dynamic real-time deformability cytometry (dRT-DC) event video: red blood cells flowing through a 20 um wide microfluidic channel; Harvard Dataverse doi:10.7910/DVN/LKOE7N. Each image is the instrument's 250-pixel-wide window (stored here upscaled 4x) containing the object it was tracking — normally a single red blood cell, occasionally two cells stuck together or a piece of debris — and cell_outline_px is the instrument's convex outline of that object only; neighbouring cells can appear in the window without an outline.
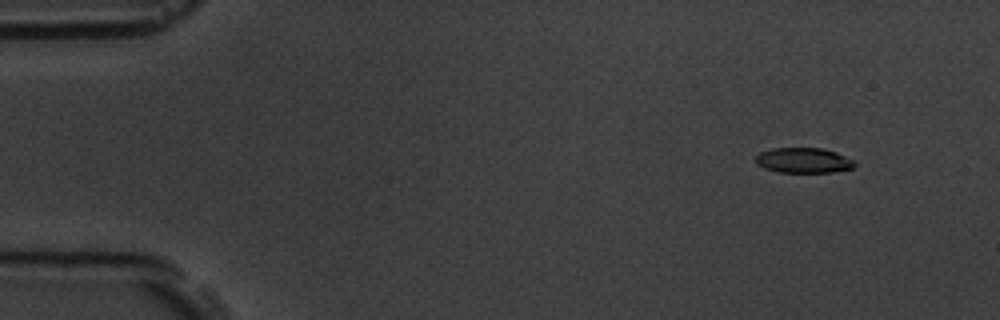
{"species": "common noctule bat (a hibernating species)", "species_latin": "Nyctalus noctula", "temperature_condition": "room temperature", "stored_images_in_passage": 15, "camera_frame_rate_fps": 3000, "um_per_image_px": 0.085, "animal": {"sex": "male", "body_mass_g": 19.5, "forearm_length_mm": 54.6}, "frame": {"image": 1, "passage_image": 2, "time_ms": 0.333, "image_size_px": [1000, 320], "cell_outline_px": [[856, 164], [852, 168], [832, 172], [776, 172], [764, 168], [756, 164], [756, 156], [760, 152], [772, 148], [824, 148], [836, 152], [852, 160]], "centroid_in_image_um": [68.27, 13.63], "position_along_channel_um": 16.7, "area_um2": 14.51}}
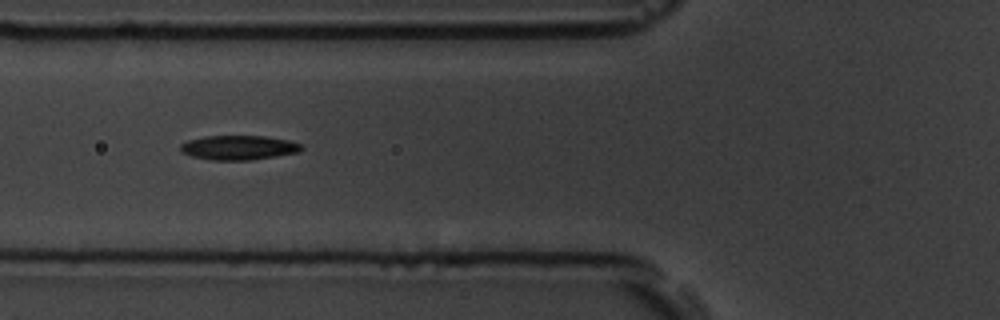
{"frame": {"image": 2, "passage_image": 6, "time_ms": 1.667, "image_size_px": [1000, 320], "cell_outline_px": [[304, 148], [300, 152], [252, 160], [212, 160], [192, 156], [180, 152], [180, 144], [188, 140], [204, 136], [264, 136], [288, 140], [300, 144]], "centroid_in_image_um": [20.27, 12.55], "position_along_channel_um": 105.5, "area_um2": 17.28}}
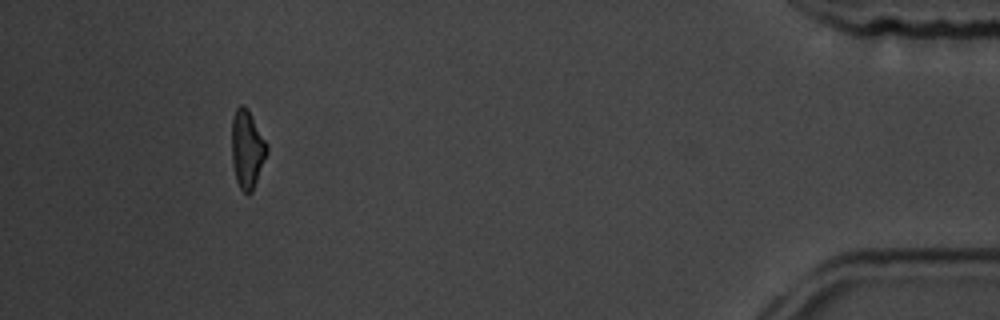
{"frame": {"image": 3, "passage_image": 14, "time_ms": 4.333, "image_size_px": [1000, 320], "cell_outline_px": [[268, 152], [252, 192], [248, 196], [240, 188], [236, 180], [232, 164], [232, 120], [236, 108], [240, 104], [244, 104], [248, 108], [268, 144]], "centroid_in_image_um": [21.01, 12.67], "position_along_channel_um": 414.2, "area_um2": 16.24}}